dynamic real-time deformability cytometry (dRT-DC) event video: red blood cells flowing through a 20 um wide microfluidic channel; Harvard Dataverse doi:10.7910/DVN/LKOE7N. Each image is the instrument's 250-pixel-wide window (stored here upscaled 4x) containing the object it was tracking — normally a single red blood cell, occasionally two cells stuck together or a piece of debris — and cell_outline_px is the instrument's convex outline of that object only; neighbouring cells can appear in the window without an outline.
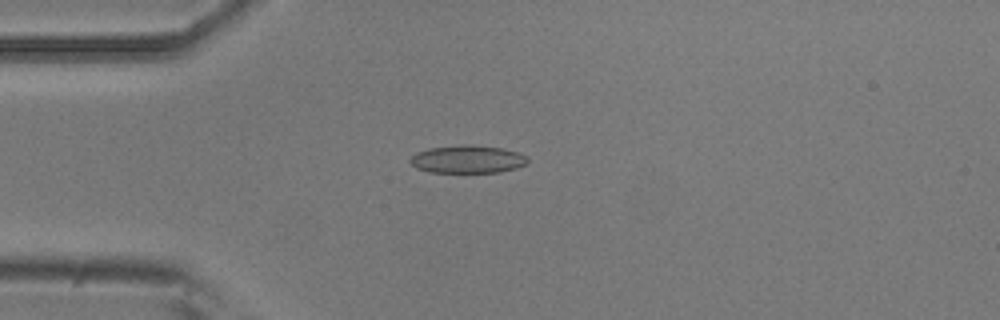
{"species": "common noctule bat (a hibernating species)", "species_latin": "Nyctalus noctula", "temperature_condition": "room temperature", "stored_images_in_passage": 5, "camera_frame_rate_fps": 3000, "um_per_image_px": 0.085, "animal": {"sex": "male", "body_mass_g": 20.5, "forearm_length_mm": 52.5}, "frame": {"image": 1, "passage_image": 4, "time_ms": 1.0, "image_size_px": [1000, 320], "cell_outline_px": [[528, 164], [516, 168], [500, 172], [428, 172], [416, 168], [408, 160], [416, 152], [428, 148], [460, 144], [472, 144], [500, 148], [516, 152], [528, 156]], "centroid_in_image_um": [39.73, 13.53], "position_along_channel_um": 45.3, "area_um2": 19.25}}